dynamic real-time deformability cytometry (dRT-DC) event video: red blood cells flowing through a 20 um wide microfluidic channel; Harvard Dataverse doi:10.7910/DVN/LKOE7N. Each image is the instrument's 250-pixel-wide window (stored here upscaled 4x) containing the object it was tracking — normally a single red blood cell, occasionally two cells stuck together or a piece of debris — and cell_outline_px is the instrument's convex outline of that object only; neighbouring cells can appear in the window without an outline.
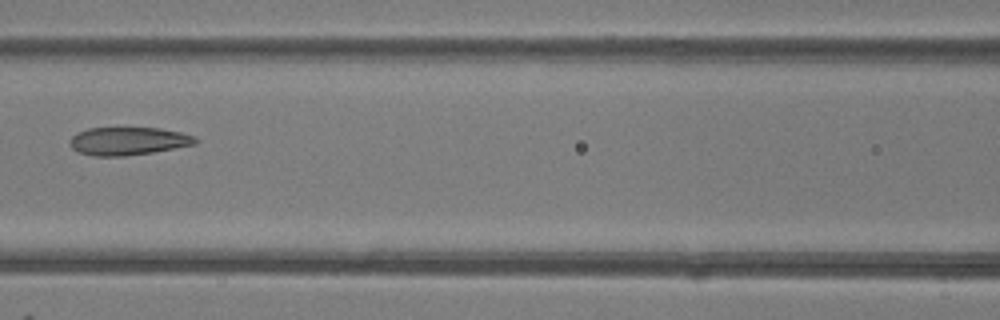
{"species": "common noctule bat (a hibernating species)", "species_latin": "Nyctalus noctula", "temperature_condition": "room temperature", "stored_images_in_passage": 6, "camera_frame_rate_fps": 3000, "um_per_image_px": 0.085, "animal": {"sex": "female"}, "frame": {"image": 1, "passage_image": 6, "time_ms": 6.667, "image_size_px": [1000, 320], "cell_outline_px": [[200, 140], [196, 144], [152, 152], [124, 156], [96, 156], [80, 152], [72, 148], [68, 144], [68, 140], [76, 132], [88, 128], [160, 128], [180, 132], [196, 136]], "centroid_in_image_um": [10.89, 11.98], "position_along_channel_um": 155.7, "area_um2": 20.58}}